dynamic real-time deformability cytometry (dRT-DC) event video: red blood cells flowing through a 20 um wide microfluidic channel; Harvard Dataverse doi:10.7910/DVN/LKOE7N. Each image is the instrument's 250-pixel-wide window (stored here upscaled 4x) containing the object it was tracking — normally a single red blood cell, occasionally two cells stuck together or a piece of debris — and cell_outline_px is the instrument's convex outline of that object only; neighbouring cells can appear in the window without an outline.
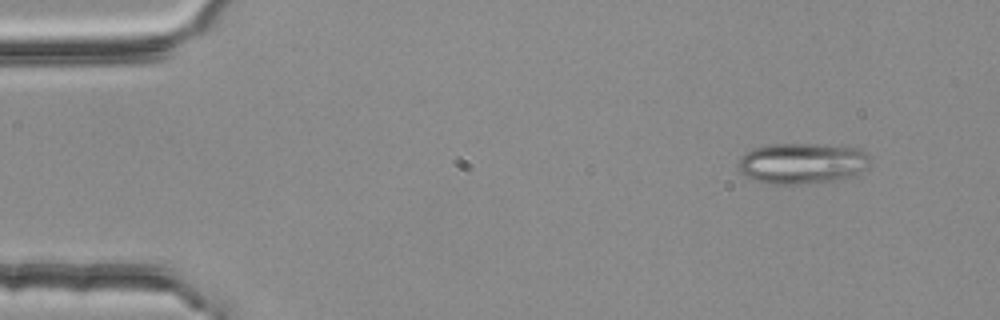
{"species": "common noctule bat (a hibernating species)", "species_latin": "Nyctalus noctula", "temperature_condition": "room temperature", "stored_images_in_passage": 3, "camera_frame_rate_fps": 3000, "um_per_image_px": 0.085, "animal": {"sex": "female", "body_mass_g": 25.1}, "frame": {"image": 1, "passage_image": 1, "time_ms": 0.0, "image_size_px": [1000, 320], "cell_outline_px": [[872, 156], [864, 168], [860, 172], [852, 176], [832, 180], [800, 184], [764, 184], [752, 180], [740, 172], [736, 164], [740, 156], [744, 152], [752, 148], [768, 144], [824, 144], [860, 148], [868, 152]], "centroid_in_image_um": [68.12, 13.87], "position_along_channel_um": 16.9, "area_um2": 31.91}}